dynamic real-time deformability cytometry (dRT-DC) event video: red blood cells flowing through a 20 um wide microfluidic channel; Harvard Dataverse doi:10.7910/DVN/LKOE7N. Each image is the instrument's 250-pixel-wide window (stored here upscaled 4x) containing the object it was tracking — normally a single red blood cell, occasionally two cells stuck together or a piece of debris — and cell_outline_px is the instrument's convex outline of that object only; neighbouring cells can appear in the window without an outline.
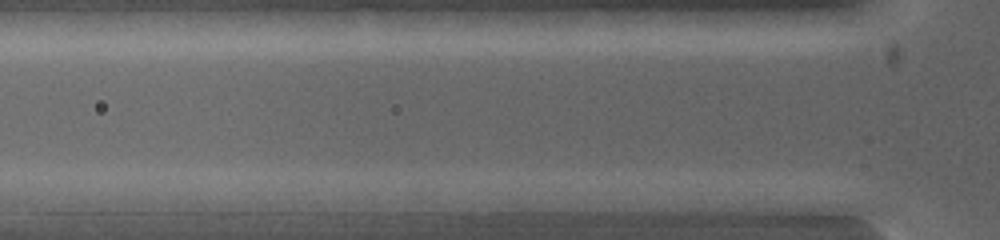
{"species": "common noctule bat (a hibernating species)", "species_latin": "Nyctalus noctula", "temperature_condition": "warm", "stored_images_in_passage": 4, "segment_of_instrument_passage": [2, 2], "camera_frame_rate_fps": 5000, "um_per_image_px": 0.085, "animal": {"sex": "female", "body_mass_g": 19.0, "forearm_length_mm": 53.3}, "frame": {"image": 1, "passage_image": 4, "time_ms": 0.6, "image_size_px": [1000, 240], "cell_outline_px": [[656, 204], [652, 208], [632, 212], [500, 212], [492, 200], [500, 192], [644, 192], [656, 200]], "centroid_in_image_um": [48.73, 17.16], "position_along_channel_um": 77.1, "area_um2": 22.31}}